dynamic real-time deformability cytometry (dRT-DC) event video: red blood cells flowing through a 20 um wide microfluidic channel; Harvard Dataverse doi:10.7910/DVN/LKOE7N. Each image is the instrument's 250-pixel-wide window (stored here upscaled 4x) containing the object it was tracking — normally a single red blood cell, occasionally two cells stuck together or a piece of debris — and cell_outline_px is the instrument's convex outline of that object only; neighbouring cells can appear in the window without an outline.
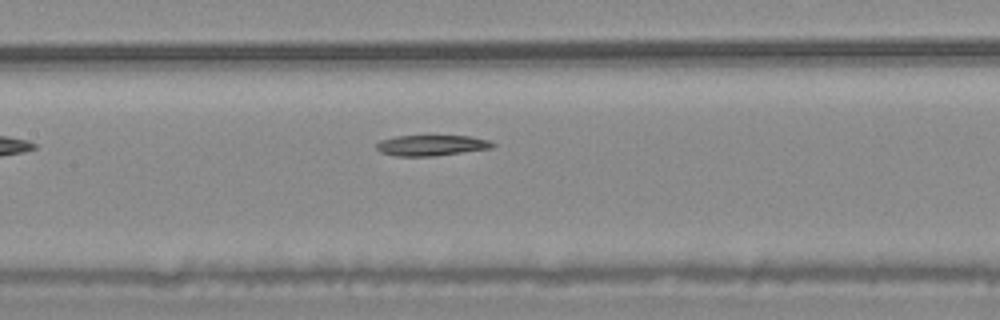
{"species": "common noctule bat (a hibernating species)", "species_latin": "Nyctalus noctula", "temperature_condition": "warm", "stored_images_in_passage": 7, "camera_frame_rate_fps": 3000, "um_per_image_px": 0.085, "animal": {"sex": "male", "body_mass_g": 20.4}, "frame": {"image": 1, "passage_image": 7, "time_ms": 2.0, "image_size_px": [1000, 320], "cell_outline_px": [[496, 144], [492, 148], [436, 156], [396, 156], [380, 152], [376, 148], [376, 144], [380, 140], [396, 136], [428, 132], [472, 136], [488, 140]], "centroid_in_image_um": [36.68, 12.29], "position_along_channel_um": 170.7, "area_um2": 15.14}}